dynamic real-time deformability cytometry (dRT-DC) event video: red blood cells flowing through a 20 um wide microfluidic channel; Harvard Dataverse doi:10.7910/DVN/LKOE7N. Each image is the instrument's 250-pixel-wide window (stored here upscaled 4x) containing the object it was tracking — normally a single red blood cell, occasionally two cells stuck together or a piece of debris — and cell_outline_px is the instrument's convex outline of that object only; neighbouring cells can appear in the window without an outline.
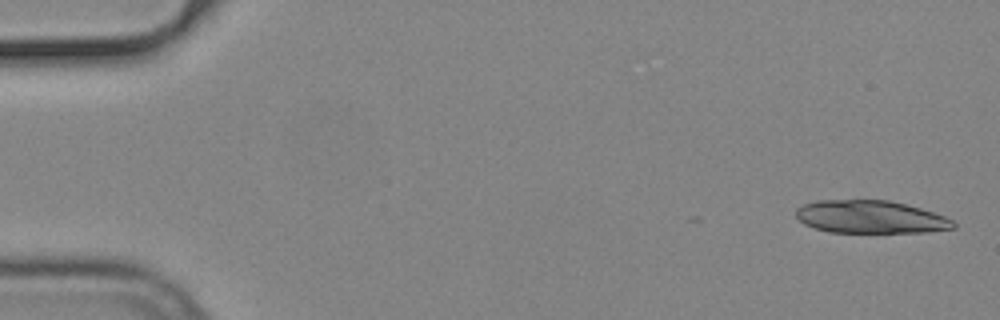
{"species": "common noctule bat (a hibernating species)", "species_latin": "Nyctalus noctula", "temperature_condition": "cold", "stored_images_in_passage": 16, "camera_frame_rate_fps": 3000, "um_per_image_px": 0.085, "animal": {"sex": "male", "body_mass_g": 19.2, "forearm_length_mm": 51.8}, "frame": {"image": 1, "passage_image": 2, "time_ms": 0.333, "image_size_px": [1000, 320], "cell_outline_px": [[956, 228], [928, 232], [828, 232], [804, 224], [796, 216], [796, 208], [804, 204], [816, 200], [888, 200], [920, 208], [944, 216], [952, 220], [956, 224]], "centroid_in_image_um": [73.98, 18.44], "position_along_channel_um": 11.0, "area_um2": 30.0}}